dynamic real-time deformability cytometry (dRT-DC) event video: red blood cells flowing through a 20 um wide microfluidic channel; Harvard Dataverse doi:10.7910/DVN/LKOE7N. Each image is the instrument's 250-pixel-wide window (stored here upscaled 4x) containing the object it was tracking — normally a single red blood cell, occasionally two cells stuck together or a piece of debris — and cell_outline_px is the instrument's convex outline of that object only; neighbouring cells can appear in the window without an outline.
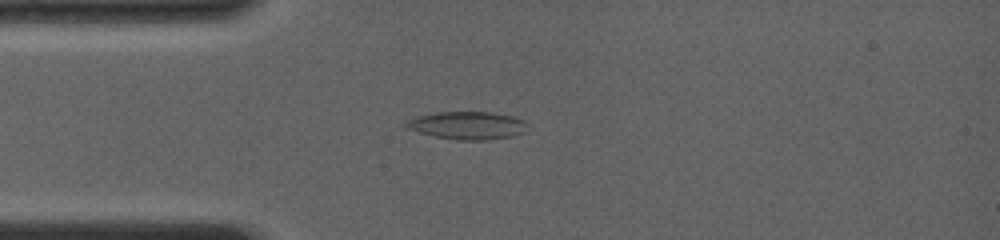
{"species": "common noctule bat (a hibernating species)", "species_latin": "Nyctalus noctula", "temperature_condition": "room temperature", "stored_images_in_passage": 53, "camera_frame_rate_fps": 4000, "um_per_image_px": 0.085, "animal": {"sex": "female", "body_mass_g": 19.0, "forearm_length_mm": 56.7}, "frame": {"image": 1, "passage_image": 8, "time_ms": 1.75, "image_size_px": [1000, 240], "cell_outline_px": [[528, 124], [524, 132], [512, 136], [488, 140], [456, 140], [436, 136], [420, 132], [408, 128], [404, 124], [408, 120], [420, 116], [436, 112], [492, 112], [512, 116], [524, 120]], "centroid_in_image_um": [39.78, 10.66], "position_along_channel_um": 45.2, "area_um2": 19.48}}
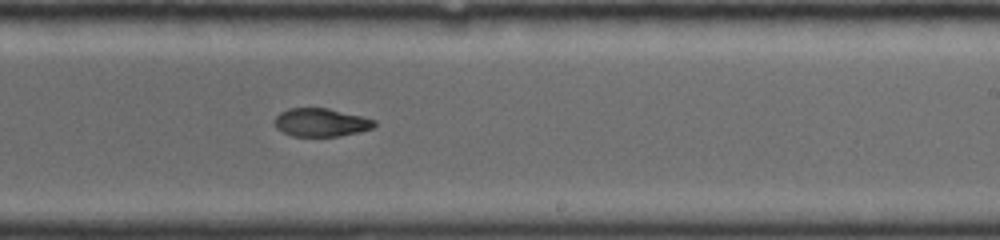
{"frame": {"image": 2, "passage_image": 30, "time_ms": 7.25, "image_size_px": [1000, 240], "cell_outline_px": [[376, 124], [372, 128], [360, 132], [340, 136], [292, 136], [276, 128], [272, 120], [280, 112], [288, 108], [328, 108], [376, 120]], "centroid_in_image_um": [27.25, 10.41], "position_along_channel_um": 261.7, "area_um2": 16.47}}
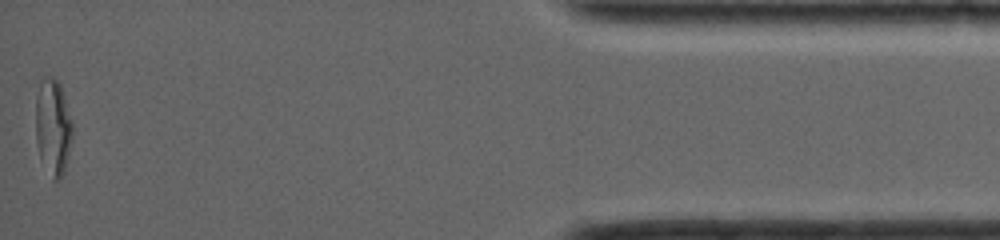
{"frame": {"image": 3, "passage_image": 53, "time_ms": 13.0, "image_size_px": [1000, 240], "cell_outline_px": [[72, 140], [64, 172], [60, 180], [52, 180], [40, 160], [36, 140], [36, 96], [40, 84], [44, 76], [52, 76], [60, 84], [72, 120]], "centroid_in_image_um": [4.5, 10.83], "position_along_channel_um": 430.7, "area_um2": 20.81}, "authors_computed_cell_mechanics": {"area_um2": 17.9758, "velocity_mm_per_s": 4.1448, "shape_relaxation_time_tau1_ms": null, "shape_relaxation_time_tau2_ms": 2.5886, "deformation_change_tau1": null, "deformation_change_tau2": 0.0659}}